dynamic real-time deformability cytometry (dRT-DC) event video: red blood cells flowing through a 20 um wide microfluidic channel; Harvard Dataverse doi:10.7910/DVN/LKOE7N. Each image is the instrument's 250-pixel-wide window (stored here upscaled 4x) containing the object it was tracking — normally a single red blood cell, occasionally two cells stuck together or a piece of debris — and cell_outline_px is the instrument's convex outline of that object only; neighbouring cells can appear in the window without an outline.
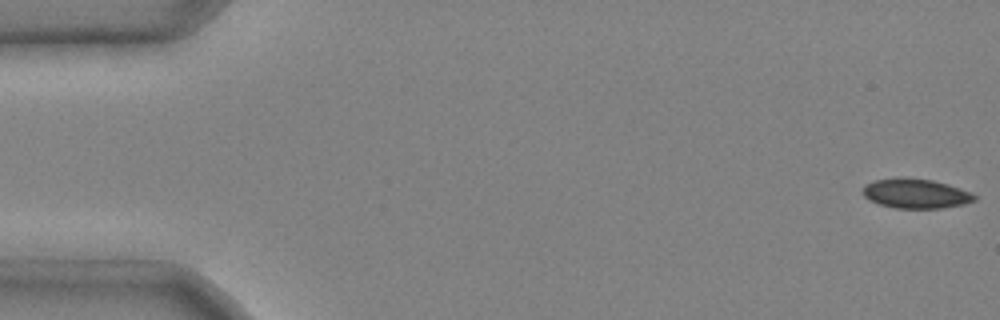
{"species": "common noctule bat (a hibernating species)", "species_latin": "Nyctalus noctula", "temperature_condition": "cold", "stored_images_in_passage": 4, "camera_frame_rate_fps": 3000, "um_per_image_px": 0.085, "animal": {"sex": "male", "body_mass_g": 20.4}, "frame": {"image": 1, "passage_image": 1, "time_ms": 0.0, "image_size_px": [1000, 320], "cell_outline_px": [[976, 200], [964, 204], [940, 208], [896, 208], [880, 204], [864, 196], [864, 184], [876, 180], [896, 176], [908, 176], [932, 180], [948, 184], [972, 192], [976, 196]], "centroid_in_image_um": [77.86, 16.42], "position_along_channel_um": 7.1, "area_um2": 19.42}}
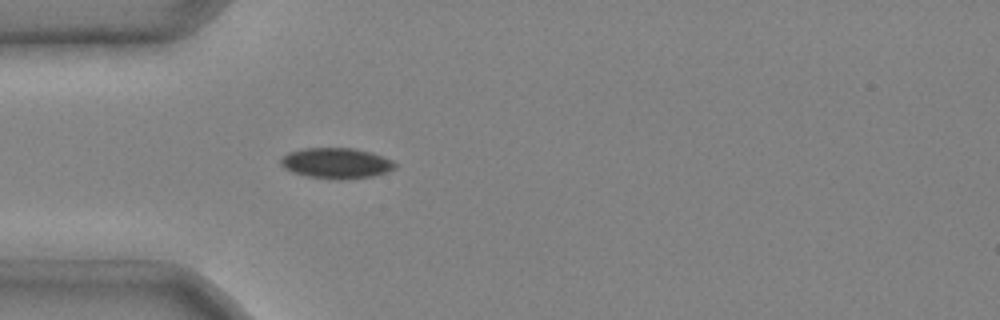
{"frame": {"image": 2, "passage_image": 4, "time_ms": 1.0, "image_size_px": [1000, 320], "cell_outline_px": [[396, 168], [388, 172], [372, 176], [340, 180], [336, 180], [308, 176], [292, 172], [284, 168], [280, 164], [280, 160], [288, 152], [304, 148], [356, 148], [372, 152], [392, 160], [396, 164]], "centroid_in_image_um": [28.6, 13.87], "position_along_channel_um": 56.4, "area_um2": 20.52}}